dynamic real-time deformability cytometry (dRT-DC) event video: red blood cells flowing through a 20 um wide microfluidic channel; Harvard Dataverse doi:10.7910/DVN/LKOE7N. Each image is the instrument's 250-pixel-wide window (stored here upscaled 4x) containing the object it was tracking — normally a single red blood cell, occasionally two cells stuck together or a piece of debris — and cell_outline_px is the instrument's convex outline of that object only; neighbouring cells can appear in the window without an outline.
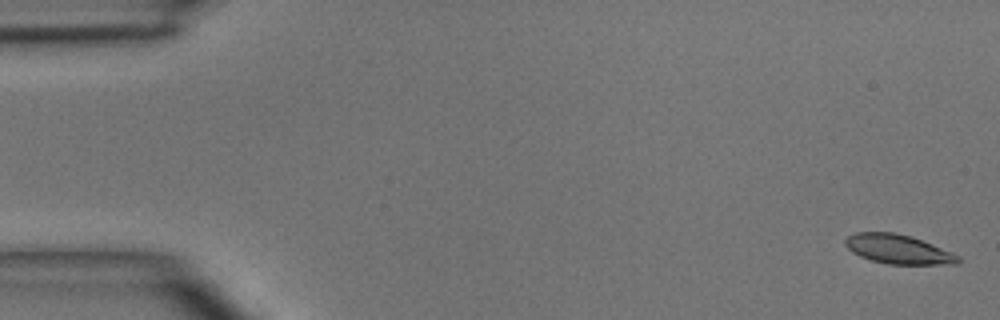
{"species": "common noctule bat (a hibernating species)", "species_latin": "Nyctalus noctula", "temperature_condition": "room temperature", "stored_images_in_passage": 6, "camera_frame_rate_fps": 3000, "um_per_image_px": 0.085, "animal": {"sex": "male", "body_mass_g": 15.6}, "frame": {"image": 1, "passage_image": 1, "time_ms": 0.0, "image_size_px": [1000, 320], "cell_outline_px": [[960, 260], [956, 264], [888, 264], [872, 260], [860, 256], [852, 252], [844, 244], [844, 240], [848, 236], [856, 232], [896, 232], [912, 236], [952, 252], [960, 256]], "centroid_in_image_um": [76.34, 21.17], "position_along_channel_um": 8.7, "area_um2": 19.25}}
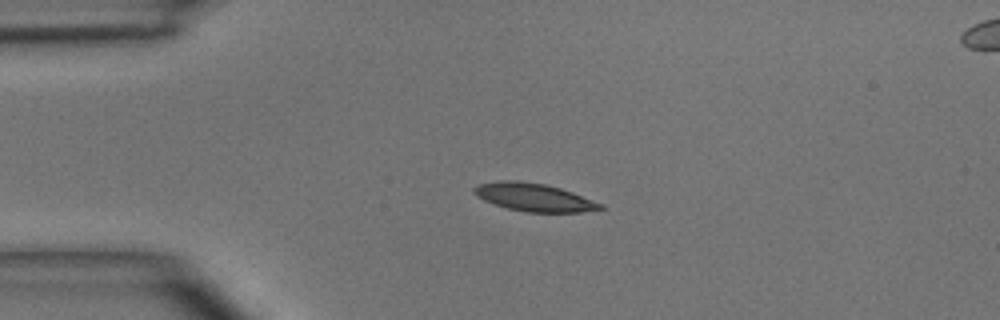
{"frame": {"image": 2, "passage_image": 4, "time_ms": 3.333, "image_size_px": [1000, 320], "cell_outline_px": [[604, 208], [580, 212], [528, 212], [508, 208], [484, 200], [476, 196], [472, 192], [472, 188], [480, 184], [500, 180], [516, 180], [544, 184], [560, 188], [572, 192], [604, 204]], "centroid_in_image_um": [45.38, 16.76], "position_along_channel_um": 39.6, "area_um2": 20.4}}
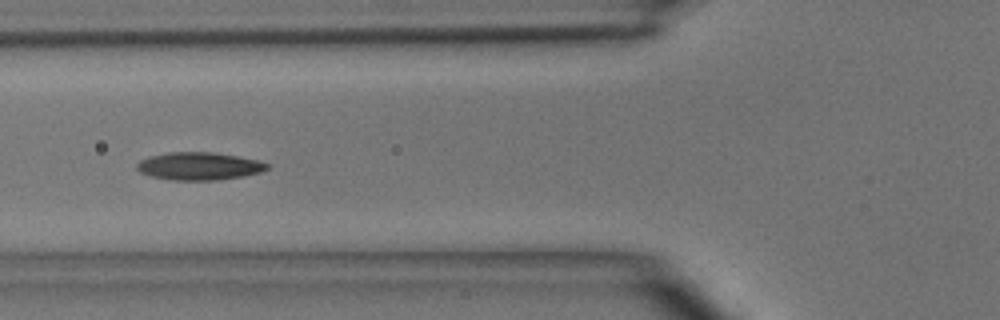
{"frame": {"image": 3, "passage_image": 6, "time_ms": 5.667, "image_size_px": [1000, 320], "cell_outline_px": [[268, 168], [260, 172], [244, 176], [216, 180], [168, 180], [152, 176], [140, 172], [136, 168], [136, 164], [140, 160], [148, 156], [168, 152], [212, 152], [236, 156], [256, 160], [268, 164]], "centroid_in_image_um": [16.87, 14.12], "position_along_channel_um": 108.9, "area_um2": 20.98}}